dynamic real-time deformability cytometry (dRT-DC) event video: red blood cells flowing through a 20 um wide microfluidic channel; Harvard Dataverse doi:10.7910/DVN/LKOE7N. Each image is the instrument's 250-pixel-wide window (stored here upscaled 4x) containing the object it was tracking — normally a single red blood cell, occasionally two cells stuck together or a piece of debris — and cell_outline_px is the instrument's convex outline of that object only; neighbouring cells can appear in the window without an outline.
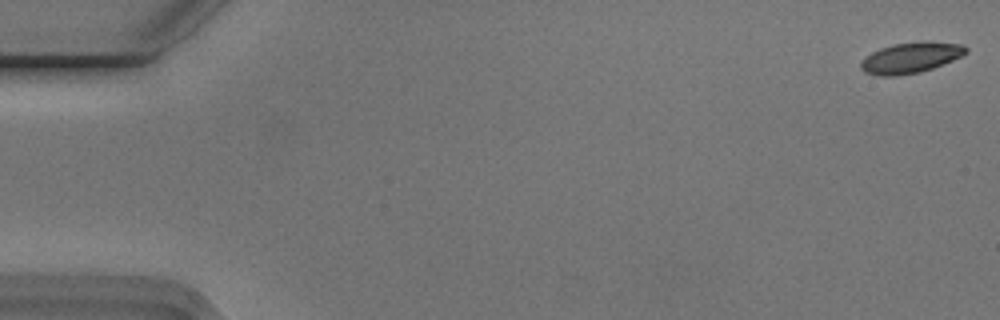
{"species": "Egyptian fruit bat (a non-hibernating species)", "species_latin": "Rousettus aegyptiacus", "temperature_condition": "cold", "stored_images_in_passage": 55, "camera_frame_rate_fps": 3000, "um_per_image_px": 0.085, "animal": {"sex": "male"}, "frame": {"image": 1, "passage_image": 1, "time_ms": 0.0, "image_size_px": [1000, 320], "cell_outline_px": [[968, 52], [952, 60], [932, 68], [920, 72], [896, 76], [880, 76], [864, 72], [860, 68], [860, 64], [864, 56], [880, 48], [892, 44], [920, 40], [928, 40], [964, 44], [968, 48]], "centroid_in_image_um": [77.41, 4.88], "position_along_channel_um": 7.6, "area_um2": 19.19}}
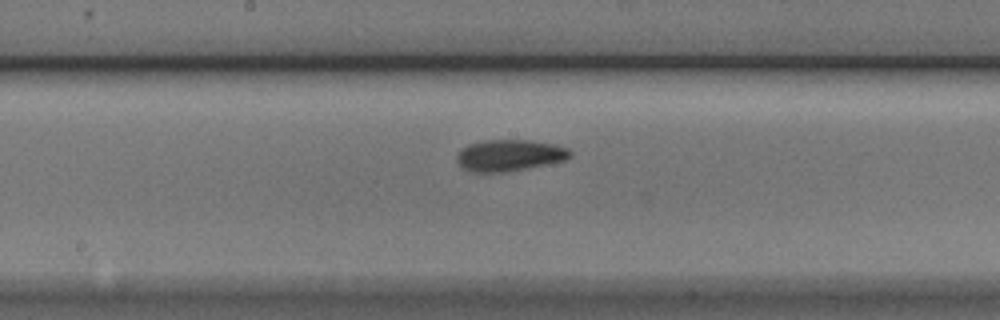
{"frame": {"image": 2, "passage_image": 29, "time_ms": 9.333, "image_size_px": [1000, 320], "cell_outline_px": [[572, 156], [564, 160], [548, 164], [508, 172], [476, 172], [464, 168], [456, 160], [456, 156], [460, 148], [468, 144], [484, 140], [528, 140], [552, 144], [568, 148], [572, 152]], "centroid_in_image_um": [43.3, 13.2], "position_along_channel_um": 204.9, "area_um2": 20.81}}
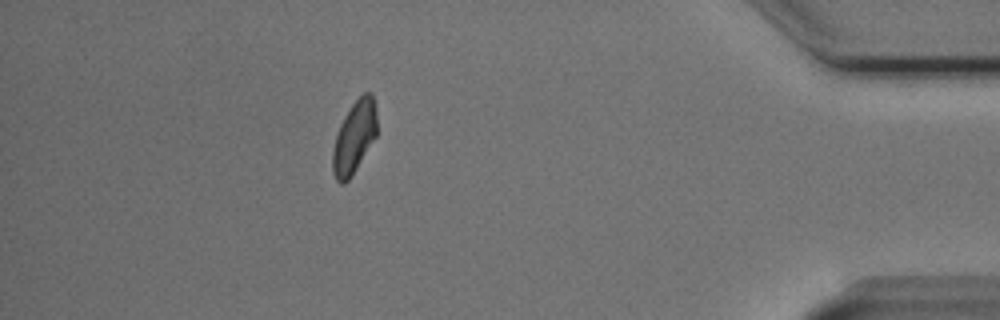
{"frame": {"image": 3, "passage_image": 49, "time_ms": 16.0, "image_size_px": [1000, 320], "cell_outline_px": [[376, 136], [352, 176], [344, 184], [340, 184], [336, 180], [332, 172], [332, 152], [336, 136], [340, 124], [344, 116], [352, 104], [364, 92], [372, 92], [376, 108]], "centroid_in_image_um": [30.1, 11.68], "position_along_channel_um": 405.1, "area_um2": 18.67}, "authors_computed_cell_mechanics": {"area_um2": 19.363, "velocity_mm_per_s": 3.7321, "shape_relaxation_time_tau1_ms": 2.3868, "shape_relaxation_time_tau2_ms": 3.6284, "deformation_change_tau1": 0.1251, "deformation_change_tau2": 0.0868}}